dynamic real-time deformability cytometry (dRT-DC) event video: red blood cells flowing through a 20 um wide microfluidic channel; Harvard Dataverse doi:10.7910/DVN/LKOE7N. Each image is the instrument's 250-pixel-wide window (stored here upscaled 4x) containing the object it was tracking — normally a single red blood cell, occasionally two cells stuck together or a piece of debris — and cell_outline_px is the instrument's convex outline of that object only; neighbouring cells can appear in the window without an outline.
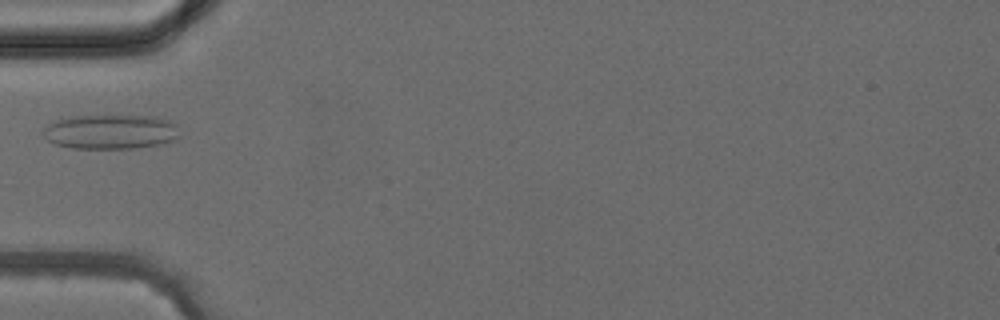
{"species": "common noctule bat (a hibernating species)", "species_latin": "Nyctalus noctula", "temperature_condition": "cold", "stored_images_in_passage": 4, "camera_frame_rate_fps": 3000, "um_per_image_px": 0.085, "animal": {"sex": "female", "body_mass_g": 24.6, "forearm_length_mm": 56.2}, "frame": {"image": 1, "passage_image": 4, "time_ms": 3.667, "image_size_px": [1000, 320], "cell_outline_px": [[180, 136], [176, 140], [164, 144], [132, 148], [72, 148], [56, 144], [48, 140], [40, 132], [48, 124], [56, 120], [68, 116], [156, 116], [180, 124]], "centroid_in_image_um": [9.47, 11.19], "position_along_channel_um": 75.5, "area_um2": 27.92}}